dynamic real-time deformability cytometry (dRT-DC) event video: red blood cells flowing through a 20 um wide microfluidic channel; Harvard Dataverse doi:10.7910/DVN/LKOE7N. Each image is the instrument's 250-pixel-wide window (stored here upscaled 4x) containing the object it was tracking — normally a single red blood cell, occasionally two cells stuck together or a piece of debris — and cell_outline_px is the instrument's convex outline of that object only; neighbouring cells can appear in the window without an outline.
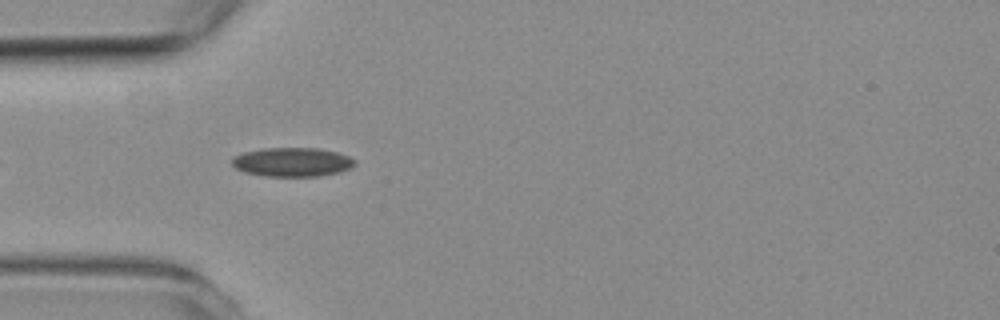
{"species": "common noctule bat (a hibernating species)", "species_latin": "Nyctalus noctula", "temperature_condition": "room temperature", "stored_images_in_passage": 4, "camera_frame_rate_fps": 3000, "um_per_image_px": 0.085, "animal": {"sex": "female", "body_mass_g": 19.3, "forearm_length_mm": 54.1}, "frame": {"image": 1, "passage_image": 1, "time_ms": 0.0, "image_size_px": [1000, 320], "cell_outline_px": [[356, 164], [352, 168], [340, 172], [320, 176], [264, 176], [244, 172], [236, 168], [232, 164], [232, 156], [244, 152], [264, 148], [316, 148], [336, 152], [348, 156], [356, 160]], "centroid_in_image_um": [24.85, 13.78], "position_along_channel_um": 60.2, "area_um2": 20.87}}
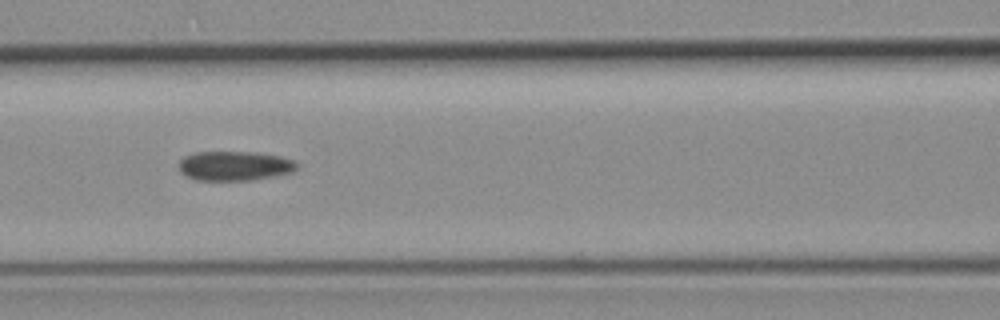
{"frame": {"image": 2, "passage_image": 3, "time_ms": 2.333, "image_size_px": [1000, 320], "cell_outline_px": [[296, 168], [292, 172], [272, 176], [248, 180], [196, 180], [180, 172], [180, 160], [184, 156], [196, 152], [256, 152], [280, 156], [296, 160]], "centroid_in_image_um": [19.94, 14.09], "position_along_channel_um": 146.7, "area_um2": 20.11}}
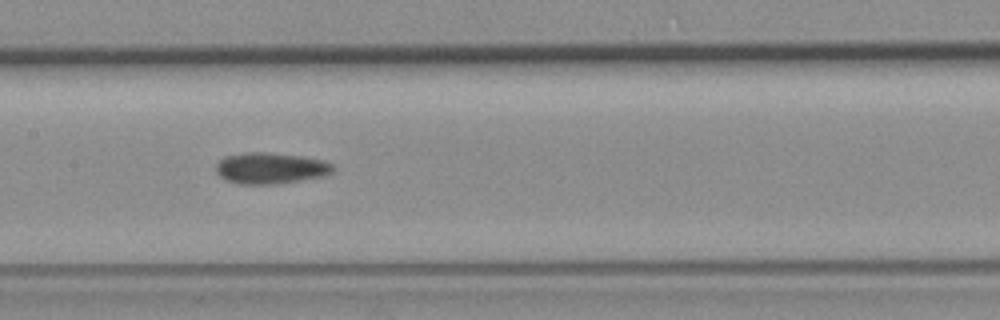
{"frame": {"image": 3, "passage_image": 4, "time_ms": 3.333, "image_size_px": [1000, 320], "cell_outline_px": [[336, 168], [332, 172], [324, 176], [300, 180], [272, 184], [236, 184], [224, 180], [216, 172], [216, 164], [224, 156], [244, 152], [264, 152], [300, 156], [324, 160], [332, 164]], "centroid_in_image_um": [22.97, 14.29], "position_along_channel_um": 184.4, "area_um2": 21.39}}